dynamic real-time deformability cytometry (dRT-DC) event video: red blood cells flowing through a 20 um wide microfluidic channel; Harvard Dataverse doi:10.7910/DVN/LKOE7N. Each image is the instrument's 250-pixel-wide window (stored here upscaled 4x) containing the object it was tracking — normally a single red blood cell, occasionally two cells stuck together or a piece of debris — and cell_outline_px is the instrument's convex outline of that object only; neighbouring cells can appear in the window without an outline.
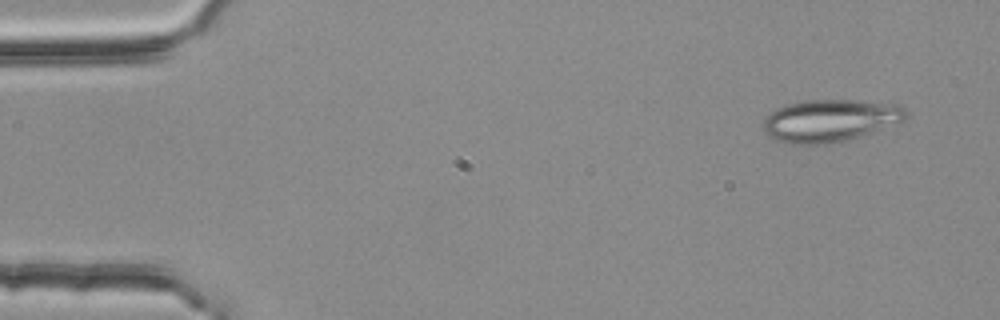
{"species": "common noctule bat (a hibernating species)", "species_latin": "Nyctalus noctula", "temperature_condition": "room temperature", "stored_images_in_passage": 4, "camera_frame_rate_fps": 3000, "um_per_image_px": 0.085, "animal": {"sex": "female", "body_mass_g": 25.1}, "frame": {"image": 1, "passage_image": 1, "time_ms": 0.0, "image_size_px": [1000, 320], "cell_outline_px": [[908, 116], [904, 120], [856, 136], [824, 144], [792, 144], [776, 140], [764, 132], [764, 120], [776, 108], [788, 104], [804, 100], [856, 100], [900, 104], [908, 112]], "centroid_in_image_um": [70.54, 10.22], "position_along_channel_um": 14.5, "area_um2": 34.56}}
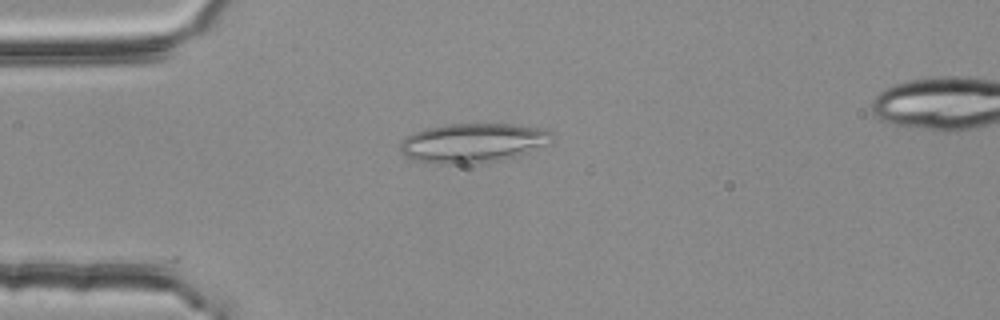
{"frame": {"image": 2, "passage_image": 3, "time_ms": 0.667, "image_size_px": [1000, 320], "cell_outline_px": [[556, 136], [552, 140], [544, 144], [516, 156], [504, 160], [472, 164], [440, 164], [412, 160], [404, 156], [400, 152], [400, 140], [404, 136], [428, 128], [444, 124], [512, 124], [544, 128], [552, 132]], "centroid_in_image_um": [40.15, 12.15], "position_along_channel_um": 44.8, "area_um2": 35.08}}